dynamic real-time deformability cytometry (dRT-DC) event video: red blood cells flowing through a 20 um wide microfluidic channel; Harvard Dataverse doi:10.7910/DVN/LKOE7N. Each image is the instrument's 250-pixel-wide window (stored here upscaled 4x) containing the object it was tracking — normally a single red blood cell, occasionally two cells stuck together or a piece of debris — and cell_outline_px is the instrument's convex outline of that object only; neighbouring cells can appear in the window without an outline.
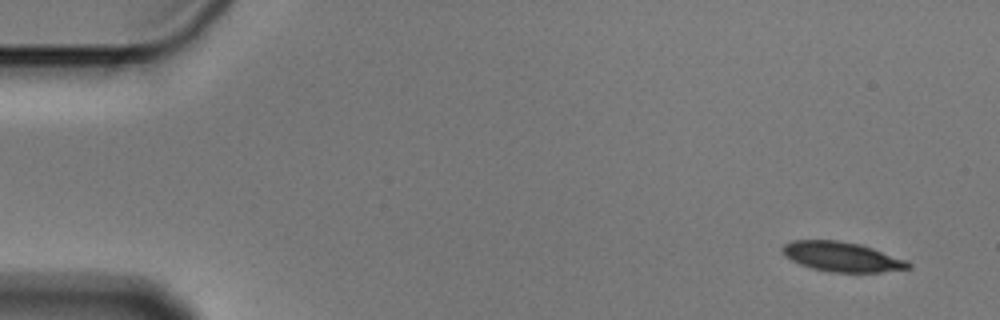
{"species": "Egyptian fruit bat (a non-hibernating species)", "species_latin": "Rousettus aegyptiacus", "temperature_condition": "cold", "stored_images_in_passage": 10, "camera_frame_rate_fps": 3000, "um_per_image_px": 0.085, "animal": {"sex": "male"}, "frame": {"image": 1, "passage_image": 1, "time_ms": 0.0, "image_size_px": [1000, 320], "cell_outline_px": [[912, 268], [880, 272], [832, 272], [812, 268], [800, 264], [784, 256], [780, 252], [780, 248], [784, 244], [792, 240], [836, 240], [860, 244], [908, 260], [912, 264]], "centroid_in_image_um": [71.55, 21.82], "position_along_channel_um": 13.4, "area_um2": 21.91}}
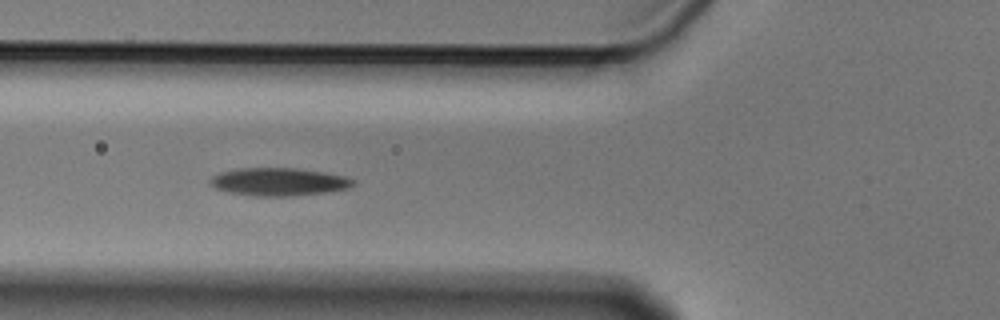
{"frame": {"image": 2, "passage_image": 6, "time_ms": 1.667, "image_size_px": [1000, 320], "cell_outline_px": [[356, 184], [348, 188], [328, 192], [292, 196], [256, 196], [228, 192], [216, 188], [208, 184], [208, 180], [212, 176], [220, 172], [236, 168], [300, 168], [328, 172], [348, 176], [356, 180]], "centroid_in_image_um": [23.74, 15.44], "position_along_channel_um": 102.1, "area_um2": 23.76}}
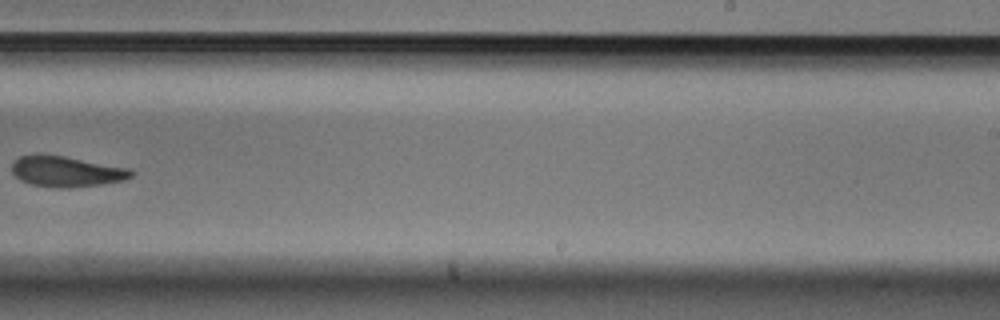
{"frame": {"image": 3, "passage_image": 10, "time_ms": 3.0, "image_size_px": [1000, 320], "cell_outline_px": [[136, 172], [132, 176], [124, 180], [100, 184], [68, 188], [56, 188], [32, 184], [20, 180], [12, 172], [12, 160], [20, 156], [64, 156], [132, 168]], "centroid_in_image_um": [5.7, 14.59], "position_along_channel_um": 283.3, "area_um2": 21.15}}